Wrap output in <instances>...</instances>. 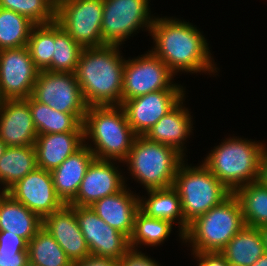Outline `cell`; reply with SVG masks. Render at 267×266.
<instances>
[{
  "label": "cell",
  "mask_w": 267,
  "mask_h": 266,
  "mask_svg": "<svg viewBox=\"0 0 267 266\" xmlns=\"http://www.w3.org/2000/svg\"><path fill=\"white\" fill-rule=\"evenodd\" d=\"M192 24L176 17L155 16L149 34L154 42L150 51L176 75L218 73L207 38Z\"/></svg>",
  "instance_id": "cell-1"
},
{
  "label": "cell",
  "mask_w": 267,
  "mask_h": 266,
  "mask_svg": "<svg viewBox=\"0 0 267 266\" xmlns=\"http://www.w3.org/2000/svg\"><path fill=\"white\" fill-rule=\"evenodd\" d=\"M117 45L83 48L75 77L88 106L121 105L125 59Z\"/></svg>",
  "instance_id": "cell-2"
},
{
  "label": "cell",
  "mask_w": 267,
  "mask_h": 266,
  "mask_svg": "<svg viewBox=\"0 0 267 266\" xmlns=\"http://www.w3.org/2000/svg\"><path fill=\"white\" fill-rule=\"evenodd\" d=\"M83 130L84 144L93 152L95 159L120 164L127 159L137 137L121 105L89 106Z\"/></svg>",
  "instance_id": "cell-3"
},
{
  "label": "cell",
  "mask_w": 267,
  "mask_h": 266,
  "mask_svg": "<svg viewBox=\"0 0 267 266\" xmlns=\"http://www.w3.org/2000/svg\"><path fill=\"white\" fill-rule=\"evenodd\" d=\"M263 142L241 137L225 138L206 155L202 163L232 193L258 180Z\"/></svg>",
  "instance_id": "cell-4"
},
{
  "label": "cell",
  "mask_w": 267,
  "mask_h": 266,
  "mask_svg": "<svg viewBox=\"0 0 267 266\" xmlns=\"http://www.w3.org/2000/svg\"><path fill=\"white\" fill-rule=\"evenodd\" d=\"M184 158L171 146L137 136L123 164L132 179L150 190L173 186L177 169L187 160Z\"/></svg>",
  "instance_id": "cell-5"
},
{
  "label": "cell",
  "mask_w": 267,
  "mask_h": 266,
  "mask_svg": "<svg viewBox=\"0 0 267 266\" xmlns=\"http://www.w3.org/2000/svg\"><path fill=\"white\" fill-rule=\"evenodd\" d=\"M185 162L177 169L173 184L181 200L184 234L191 222L232 194L203 163L192 166Z\"/></svg>",
  "instance_id": "cell-6"
},
{
  "label": "cell",
  "mask_w": 267,
  "mask_h": 266,
  "mask_svg": "<svg viewBox=\"0 0 267 266\" xmlns=\"http://www.w3.org/2000/svg\"><path fill=\"white\" fill-rule=\"evenodd\" d=\"M244 226L240 202L232 193L189 224L184 243L191 252H220Z\"/></svg>",
  "instance_id": "cell-7"
},
{
  "label": "cell",
  "mask_w": 267,
  "mask_h": 266,
  "mask_svg": "<svg viewBox=\"0 0 267 266\" xmlns=\"http://www.w3.org/2000/svg\"><path fill=\"white\" fill-rule=\"evenodd\" d=\"M149 3L150 0H103V43L121 46L140 29L149 34L155 18Z\"/></svg>",
  "instance_id": "cell-8"
},
{
  "label": "cell",
  "mask_w": 267,
  "mask_h": 266,
  "mask_svg": "<svg viewBox=\"0 0 267 266\" xmlns=\"http://www.w3.org/2000/svg\"><path fill=\"white\" fill-rule=\"evenodd\" d=\"M176 74L149 49L144 55L125 59L121 104L151 92L164 89H186L174 83Z\"/></svg>",
  "instance_id": "cell-9"
},
{
  "label": "cell",
  "mask_w": 267,
  "mask_h": 266,
  "mask_svg": "<svg viewBox=\"0 0 267 266\" xmlns=\"http://www.w3.org/2000/svg\"><path fill=\"white\" fill-rule=\"evenodd\" d=\"M103 0H59L56 22L82 48L104 46L102 40Z\"/></svg>",
  "instance_id": "cell-10"
},
{
  "label": "cell",
  "mask_w": 267,
  "mask_h": 266,
  "mask_svg": "<svg viewBox=\"0 0 267 266\" xmlns=\"http://www.w3.org/2000/svg\"><path fill=\"white\" fill-rule=\"evenodd\" d=\"M32 97L63 113H86L89 107L77 78L72 73L41 70Z\"/></svg>",
  "instance_id": "cell-11"
},
{
  "label": "cell",
  "mask_w": 267,
  "mask_h": 266,
  "mask_svg": "<svg viewBox=\"0 0 267 266\" xmlns=\"http://www.w3.org/2000/svg\"><path fill=\"white\" fill-rule=\"evenodd\" d=\"M39 72L27 46L0 50V101L32 96Z\"/></svg>",
  "instance_id": "cell-12"
},
{
  "label": "cell",
  "mask_w": 267,
  "mask_h": 266,
  "mask_svg": "<svg viewBox=\"0 0 267 266\" xmlns=\"http://www.w3.org/2000/svg\"><path fill=\"white\" fill-rule=\"evenodd\" d=\"M90 253L119 260L131 247L130 238L109 226L90 206H71Z\"/></svg>",
  "instance_id": "cell-13"
},
{
  "label": "cell",
  "mask_w": 267,
  "mask_h": 266,
  "mask_svg": "<svg viewBox=\"0 0 267 266\" xmlns=\"http://www.w3.org/2000/svg\"><path fill=\"white\" fill-rule=\"evenodd\" d=\"M185 90L164 89L125 100L121 106L136 135L144 136L186 96Z\"/></svg>",
  "instance_id": "cell-14"
},
{
  "label": "cell",
  "mask_w": 267,
  "mask_h": 266,
  "mask_svg": "<svg viewBox=\"0 0 267 266\" xmlns=\"http://www.w3.org/2000/svg\"><path fill=\"white\" fill-rule=\"evenodd\" d=\"M6 192L42 219L65 205L55 192L51 171L39 167Z\"/></svg>",
  "instance_id": "cell-15"
},
{
  "label": "cell",
  "mask_w": 267,
  "mask_h": 266,
  "mask_svg": "<svg viewBox=\"0 0 267 266\" xmlns=\"http://www.w3.org/2000/svg\"><path fill=\"white\" fill-rule=\"evenodd\" d=\"M116 161L94 159L87 168L76 197L70 206H91L101 198L114 195L126 185L120 166Z\"/></svg>",
  "instance_id": "cell-16"
},
{
  "label": "cell",
  "mask_w": 267,
  "mask_h": 266,
  "mask_svg": "<svg viewBox=\"0 0 267 266\" xmlns=\"http://www.w3.org/2000/svg\"><path fill=\"white\" fill-rule=\"evenodd\" d=\"M37 136L26 99L0 101V139L7 147L34 146Z\"/></svg>",
  "instance_id": "cell-17"
},
{
  "label": "cell",
  "mask_w": 267,
  "mask_h": 266,
  "mask_svg": "<svg viewBox=\"0 0 267 266\" xmlns=\"http://www.w3.org/2000/svg\"><path fill=\"white\" fill-rule=\"evenodd\" d=\"M45 228L75 263L90 255L89 247L76 219V211L70 205L52 212L43 218Z\"/></svg>",
  "instance_id": "cell-18"
},
{
  "label": "cell",
  "mask_w": 267,
  "mask_h": 266,
  "mask_svg": "<svg viewBox=\"0 0 267 266\" xmlns=\"http://www.w3.org/2000/svg\"><path fill=\"white\" fill-rule=\"evenodd\" d=\"M184 97L172 110L161 117L144 135L147 139L175 148L185 159V142L193 132V116L184 104Z\"/></svg>",
  "instance_id": "cell-19"
},
{
  "label": "cell",
  "mask_w": 267,
  "mask_h": 266,
  "mask_svg": "<svg viewBox=\"0 0 267 266\" xmlns=\"http://www.w3.org/2000/svg\"><path fill=\"white\" fill-rule=\"evenodd\" d=\"M127 186L114 195L101 198L90 207L109 226L130 238L139 211V194H134Z\"/></svg>",
  "instance_id": "cell-20"
},
{
  "label": "cell",
  "mask_w": 267,
  "mask_h": 266,
  "mask_svg": "<svg viewBox=\"0 0 267 266\" xmlns=\"http://www.w3.org/2000/svg\"><path fill=\"white\" fill-rule=\"evenodd\" d=\"M95 159L93 152L84 144L51 171L57 196L68 205L77 195L87 168Z\"/></svg>",
  "instance_id": "cell-21"
},
{
  "label": "cell",
  "mask_w": 267,
  "mask_h": 266,
  "mask_svg": "<svg viewBox=\"0 0 267 266\" xmlns=\"http://www.w3.org/2000/svg\"><path fill=\"white\" fill-rule=\"evenodd\" d=\"M83 145L84 132L38 135L34 144L37 167L52 171Z\"/></svg>",
  "instance_id": "cell-22"
},
{
  "label": "cell",
  "mask_w": 267,
  "mask_h": 266,
  "mask_svg": "<svg viewBox=\"0 0 267 266\" xmlns=\"http://www.w3.org/2000/svg\"><path fill=\"white\" fill-rule=\"evenodd\" d=\"M43 227V219L15 200L6 191L0 193V231H9L27 243Z\"/></svg>",
  "instance_id": "cell-23"
},
{
  "label": "cell",
  "mask_w": 267,
  "mask_h": 266,
  "mask_svg": "<svg viewBox=\"0 0 267 266\" xmlns=\"http://www.w3.org/2000/svg\"><path fill=\"white\" fill-rule=\"evenodd\" d=\"M146 192L148 196H141L139 194V210L148 217L178 224V236L182 240L181 242L184 243V216L177 190L171 186L168 188L150 189L146 190Z\"/></svg>",
  "instance_id": "cell-24"
},
{
  "label": "cell",
  "mask_w": 267,
  "mask_h": 266,
  "mask_svg": "<svg viewBox=\"0 0 267 266\" xmlns=\"http://www.w3.org/2000/svg\"><path fill=\"white\" fill-rule=\"evenodd\" d=\"M26 100L29 102L31 116L38 135L84 132L83 120L86 113H63L36 101L32 96Z\"/></svg>",
  "instance_id": "cell-25"
},
{
  "label": "cell",
  "mask_w": 267,
  "mask_h": 266,
  "mask_svg": "<svg viewBox=\"0 0 267 266\" xmlns=\"http://www.w3.org/2000/svg\"><path fill=\"white\" fill-rule=\"evenodd\" d=\"M230 265L252 266L265 254L258 228L245 225L220 251Z\"/></svg>",
  "instance_id": "cell-26"
},
{
  "label": "cell",
  "mask_w": 267,
  "mask_h": 266,
  "mask_svg": "<svg viewBox=\"0 0 267 266\" xmlns=\"http://www.w3.org/2000/svg\"><path fill=\"white\" fill-rule=\"evenodd\" d=\"M37 167L34 146L7 147L0 157V187L7 191Z\"/></svg>",
  "instance_id": "cell-27"
},
{
  "label": "cell",
  "mask_w": 267,
  "mask_h": 266,
  "mask_svg": "<svg viewBox=\"0 0 267 266\" xmlns=\"http://www.w3.org/2000/svg\"><path fill=\"white\" fill-rule=\"evenodd\" d=\"M240 202L245 225L267 224V188L258 181L246 184L233 193Z\"/></svg>",
  "instance_id": "cell-28"
},
{
  "label": "cell",
  "mask_w": 267,
  "mask_h": 266,
  "mask_svg": "<svg viewBox=\"0 0 267 266\" xmlns=\"http://www.w3.org/2000/svg\"><path fill=\"white\" fill-rule=\"evenodd\" d=\"M29 262L39 266H73L53 236L41 228L28 242Z\"/></svg>",
  "instance_id": "cell-29"
},
{
  "label": "cell",
  "mask_w": 267,
  "mask_h": 266,
  "mask_svg": "<svg viewBox=\"0 0 267 266\" xmlns=\"http://www.w3.org/2000/svg\"><path fill=\"white\" fill-rule=\"evenodd\" d=\"M173 226L174 224L167 220L148 217L139 210L135 216L130 247L134 249H139L143 245L157 247L170 236Z\"/></svg>",
  "instance_id": "cell-30"
},
{
  "label": "cell",
  "mask_w": 267,
  "mask_h": 266,
  "mask_svg": "<svg viewBox=\"0 0 267 266\" xmlns=\"http://www.w3.org/2000/svg\"><path fill=\"white\" fill-rule=\"evenodd\" d=\"M35 25L23 15L0 8V50L27 46Z\"/></svg>",
  "instance_id": "cell-31"
},
{
  "label": "cell",
  "mask_w": 267,
  "mask_h": 266,
  "mask_svg": "<svg viewBox=\"0 0 267 266\" xmlns=\"http://www.w3.org/2000/svg\"><path fill=\"white\" fill-rule=\"evenodd\" d=\"M82 47L55 21L54 53L47 71L72 73L77 68Z\"/></svg>",
  "instance_id": "cell-32"
},
{
  "label": "cell",
  "mask_w": 267,
  "mask_h": 266,
  "mask_svg": "<svg viewBox=\"0 0 267 266\" xmlns=\"http://www.w3.org/2000/svg\"><path fill=\"white\" fill-rule=\"evenodd\" d=\"M27 47L35 66L47 70L54 53V22L35 25L29 36Z\"/></svg>",
  "instance_id": "cell-33"
},
{
  "label": "cell",
  "mask_w": 267,
  "mask_h": 266,
  "mask_svg": "<svg viewBox=\"0 0 267 266\" xmlns=\"http://www.w3.org/2000/svg\"><path fill=\"white\" fill-rule=\"evenodd\" d=\"M0 8L23 15L36 25L56 21L55 0H0Z\"/></svg>",
  "instance_id": "cell-34"
},
{
  "label": "cell",
  "mask_w": 267,
  "mask_h": 266,
  "mask_svg": "<svg viewBox=\"0 0 267 266\" xmlns=\"http://www.w3.org/2000/svg\"><path fill=\"white\" fill-rule=\"evenodd\" d=\"M28 262L27 247L0 246V266H25Z\"/></svg>",
  "instance_id": "cell-35"
},
{
  "label": "cell",
  "mask_w": 267,
  "mask_h": 266,
  "mask_svg": "<svg viewBox=\"0 0 267 266\" xmlns=\"http://www.w3.org/2000/svg\"><path fill=\"white\" fill-rule=\"evenodd\" d=\"M118 266H160L140 249L130 248L119 260Z\"/></svg>",
  "instance_id": "cell-36"
},
{
  "label": "cell",
  "mask_w": 267,
  "mask_h": 266,
  "mask_svg": "<svg viewBox=\"0 0 267 266\" xmlns=\"http://www.w3.org/2000/svg\"><path fill=\"white\" fill-rule=\"evenodd\" d=\"M198 266H228V262L220 252H191Z\"/></svg>",
  "instance_id": "cell-37"
},
{
  "label": "cell",
  "mask_w": 267,
  "mask_h": 266,
  "mask_svg": "<svg viewBox=\"0 0 267 266\" xmlns=\"http://www.w3.org/2000/svg\"><path fill=\"white\" fill-rule=\"evenodd\" d=\"M73 266H118V260L90 254L83 260L73 263Z\"/></svg>",
  "instance_id": "cell-38"
},
{
  "label": "cell",
  "mask_w": 267,
  "mask_h": 266,
  "mask_svg": "<svg viewBox=\"0 0 267 266\" xmlns=\"http://www.w3.org/2000/svg\"><path fill=\"white\" fill-rule=\"evenodd\" d=\"M0 246L28 247V243L16 234L9 231H0Z\"/></svg>",
  "instance_id": "cell-39"
},
{
  "label": "cell",
  "mask_w": 267,
  "mask_h": 266,
  "mask_svg": "<svg viewBox=\"0 0 267 266\" xmlns=\"http://www.w3.org/2000/svg\"><path fill=\"white\" fill-rule=\"evenodd\" d=\"M257 181L261 185L267 188V147L264 150L262 157H261L259 175H258Z\"/></svg>",
  "instance_id": "cell-40"
},
{
  "label": "cell",
  "mask_w": 267,
  "mask_h": 266,
  "mask_svg": "<svg viewBox=\"0 0 267 266\" xmlns=\"http://www.w3.org/2000/svg\"><path fill=\"white\" fill-rule=\"evenodd\" d=\"M258 229H259L260 234L262 236L265 253H267V224L258 227Z\"/></svg>",
  "instance_id": "cell-41"
},
{
  "label": "cell",
  "mask_w": 267,
  "mask_h": 266,
  "mask_svg": "<svg viewBox=\"0 0 267 266\" xmlns=\"http://www.w3.org/2000/svg\"><path fill=\"white\" fill-rule=\"evenodd\" d=\"M252 266H267V253L262 255Z\"/></svg>",
  "instance_id": "cell-42"
},
{
  "label": "cell",
  "mask_w": 267,
  "mask_h": 266,
  "mask_svg": "<svg viewBox=\"0 0 267 266\" xmlns=\"http://www.w3.org/2000/svg\"><path fill=\"white\" fill-rule=\"evenodd\" d=\"M7 145L0 139V157L5 152Z\"/></svg>",
  "instance_id": "cell-43"
},
{
  "label": "cell",
  "mask_w": 267,
  "mask_h": 266,
  "mask_svg": "<svg viewBox=\"0 0 267 266\" xmlns=\"http://www.w3.org/2000/svg\"><path fill=\"white\" fill-rule=\"evenodd\" d=\"M25 266H39V265H35V264L31 263V262H28Z\"/></svg>",
  "instance_id": "cell-44"
}]
</instances>
